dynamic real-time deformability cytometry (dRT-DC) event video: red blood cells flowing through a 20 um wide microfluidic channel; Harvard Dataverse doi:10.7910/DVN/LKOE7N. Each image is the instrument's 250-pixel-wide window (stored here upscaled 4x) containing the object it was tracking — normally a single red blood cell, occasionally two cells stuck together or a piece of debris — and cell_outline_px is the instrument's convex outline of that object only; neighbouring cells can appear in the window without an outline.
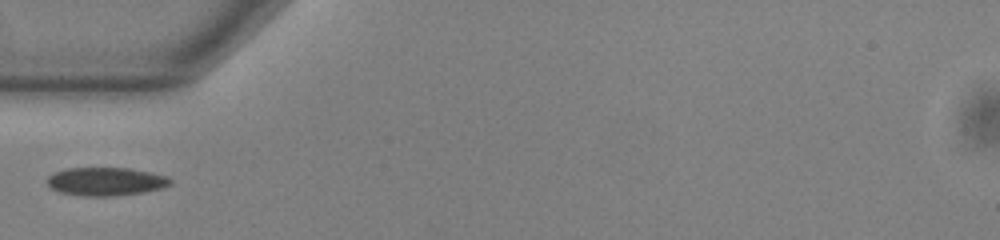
{"species": "common noctule bat (a hibernating species)", "species_latin": "Nyctalus noctula", "temperature_condition": "warm", "stored_images_in_passage": 37, "camera_frame_rate_fps": 3000, "um_per_image_px": 0.085, "animal": {"sex": "male", "body_mass_g": 13.0, "forearm_length_mm": 53.1}, "frame": {"image": 1, "passage_image": 1, "time_ms": 0.0, "image_size_px": [1000, 240], "cell_outline_px": [[172, 184], [164, 188], [144, 192], [116, 196], [84, 196], [60, 192], [52, 188], [48, 184], [48, 176], [56, 172], [68, 168], [128, 168], [152, 172], [164, 176], [172, 180]], "centroid_in_image_um": [9.04, 15.43], "position_along_channel_um": 76.0, "area_um2": 20.29}}
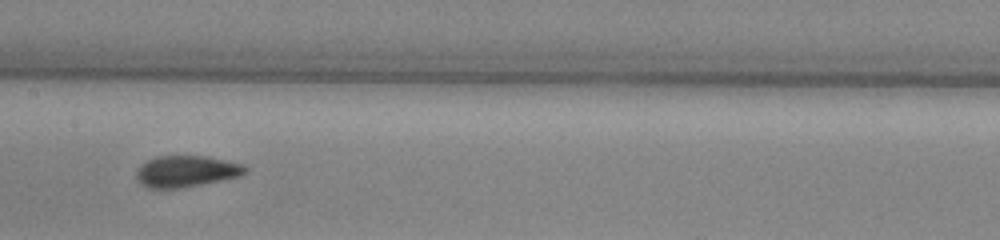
{"frame": {"image": 2, "passage_image": 10, "time_ms": 3.0, "image_size_px": [1000, 240], "cell_outline_px": [[248, 172], [240, 176], [184, 188], [148, 188], [140, 184], [136, 180], [136, 172], [148, 160], [156, 156], [204, 156], [244, 164], [248, 168]], "centroid_in_image_um": [15.85, 14.57], "position_along_channel_um": 191.5, "area_um2": 19.94}}
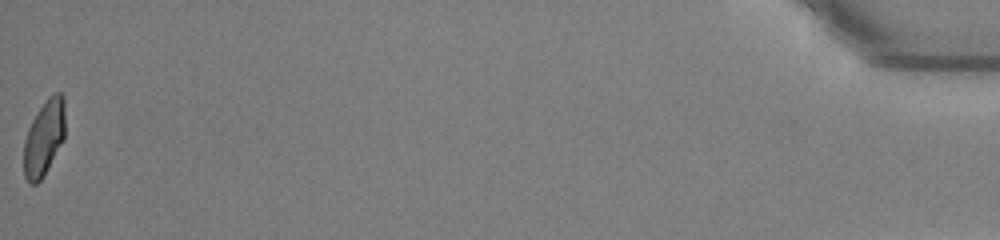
{"frame": {"image": 3, "passage_image": 37, "time_ms": 12.0, "image_size_px": [1000, 240], "cell_outline_px": [[64, 140], [44, 176], [36, 184], [28, 184], [24, 176], [24, 140], [28, 128], [32, 120], [48, 96], [56, 92], [60, 92], [64, 96]], "centroid_in_image_um": [3.74, 11.74], "position_along_channel_um": 431.5, "area_um2": 18.32}}